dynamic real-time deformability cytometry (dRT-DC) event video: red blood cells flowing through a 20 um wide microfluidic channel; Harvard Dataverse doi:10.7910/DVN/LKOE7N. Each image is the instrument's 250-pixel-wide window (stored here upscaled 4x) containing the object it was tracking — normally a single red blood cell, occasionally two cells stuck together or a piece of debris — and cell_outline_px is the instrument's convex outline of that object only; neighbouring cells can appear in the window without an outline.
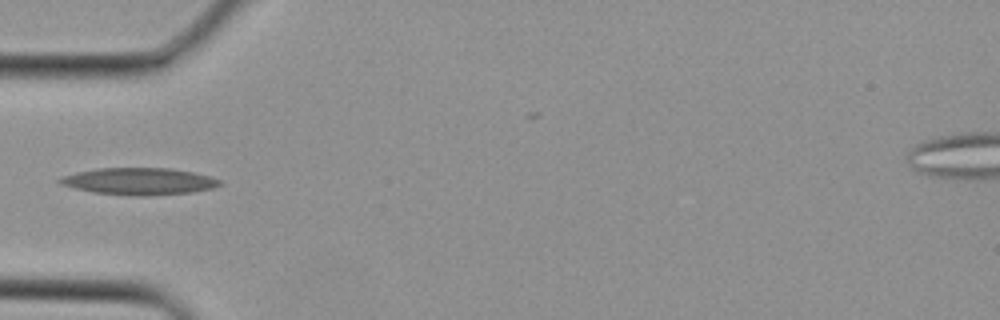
{"species": "Egyptian fruit bat (a non-hibernating species)", "species_latin": "Rousettus aegyptiacus", "temperature_condition": "cold", "stored_images_in_passage": 4, "camera_frame_rate_fps": 3000, "um_per_image_px": 0.085, "animal": {"sex": "female"}, "frame": {"image": 1, "passage_image": 4, "time_ms": 1.0, "image_size_px": [1000, 320], "cell_outline_px": [[224, 184], [212, 188], [192, 192], [148, 196], [136, 196], [92, 192], [60, 184], [56, 180], [64, 176], [96, 168], [172, 168], [192, 172], [208, 176], [220, 180]], "centroid_in_image_um": [11.85, 15.41], "position_along_channel_um": 73.2, "area_um2": 24.97}}